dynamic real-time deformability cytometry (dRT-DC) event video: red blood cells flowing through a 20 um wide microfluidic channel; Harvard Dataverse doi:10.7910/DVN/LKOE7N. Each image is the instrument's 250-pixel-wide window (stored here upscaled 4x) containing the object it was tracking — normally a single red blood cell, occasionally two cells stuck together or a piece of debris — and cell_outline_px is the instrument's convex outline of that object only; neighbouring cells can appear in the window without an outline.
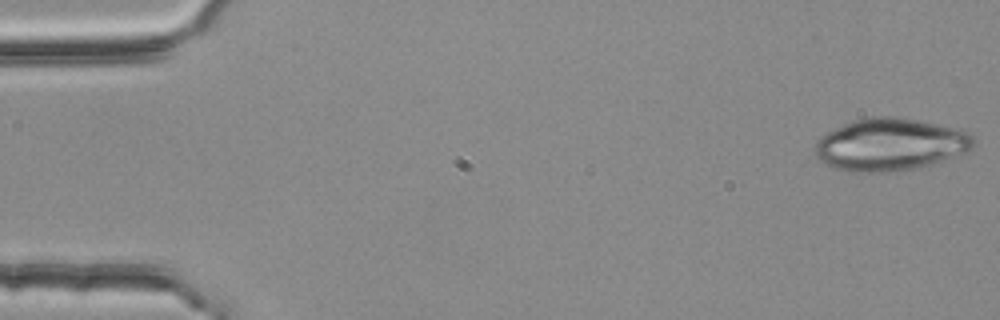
{"species": "common noctule bat (a hibernating species)", "species_latin": "Nyctalus noctula", "temperature_condition": "room temperature", "stored_images_in_passage": 53, "camera_frame_rate_fps": 3000, "um_per_image_px": 0.085, "animal": {"sex": "female", "body_mass_g": 25.1}, "frame": {"image": 1, "passage_image": 1, "time_ms": 0.0, "image_size_px": [1000, 320], "cell_outline_px": [[972, 148], [964, 152], [932, 164], [920, 168], [900, 172], [852, 172], [832, 168], [824, 164], [812, 152], [816, 140], [820, 136], [852, 120], [868, 116], [896, 116], [960, 128], [968, 132], [972, 136]], "centroid_in_image_um": [75.61, 12.29], "position_along_channel_um": 9.4, "area_um2": 48.96}}
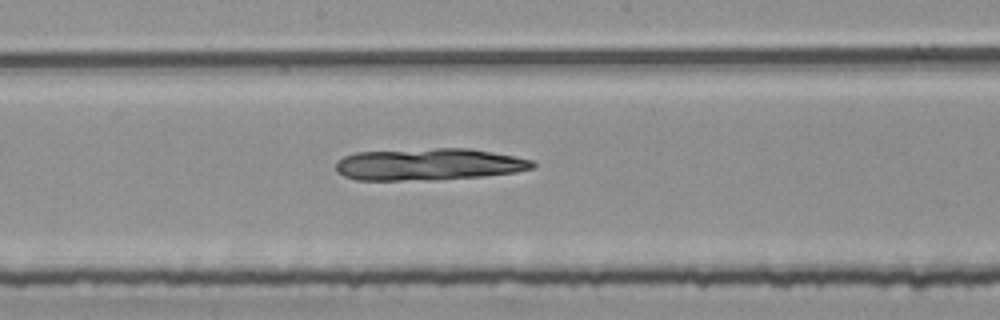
{"frame": {"image": 2, "passage_image": 28, "time_ms": 9.0, "image_size_px": [1000, 320], "cell_outline_px": [[536, 168], [516, 172], [484, 176], [428, 180], [356, 180], [344, 176], [336, 172], [336, 160], [344, 156], [356, 152], [436, 148], [468, 148], [492, 152], [532, 160], [536, 164]], "centroid_in_image_um": [36.42, 13.97], "position_along_channel_um": 211.8, "area_um2": 36.76}}
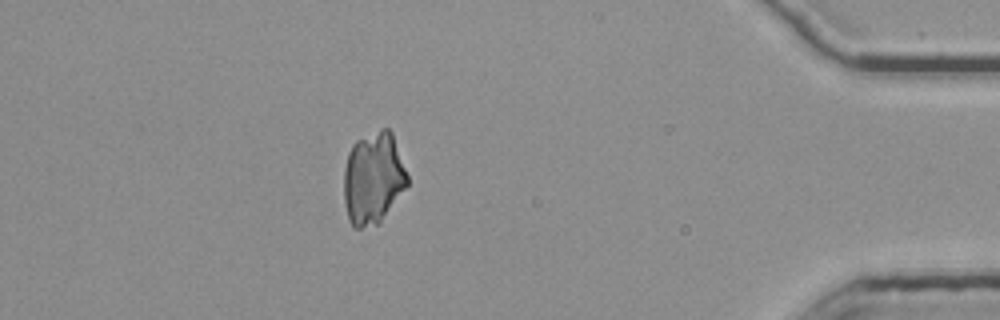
{"frame": {"image": 3, "passage_image": 47, "time_ms": 15.333, "image_size_px": [1000, 320], "cell_outline_px": [[408, 184], [380, 220], [376, 224], [360, 228], [352, 228], [348, 220], [344, 204], [344, 168], [348, 152], [352, 144], [356, 140], [380, 128], [388, 128], [392, 132], [408, 176]], "centroid_in_image_um": [31.69, 15.12], "position_along_channel_um": 403.5, "area_um2": 33.99}}